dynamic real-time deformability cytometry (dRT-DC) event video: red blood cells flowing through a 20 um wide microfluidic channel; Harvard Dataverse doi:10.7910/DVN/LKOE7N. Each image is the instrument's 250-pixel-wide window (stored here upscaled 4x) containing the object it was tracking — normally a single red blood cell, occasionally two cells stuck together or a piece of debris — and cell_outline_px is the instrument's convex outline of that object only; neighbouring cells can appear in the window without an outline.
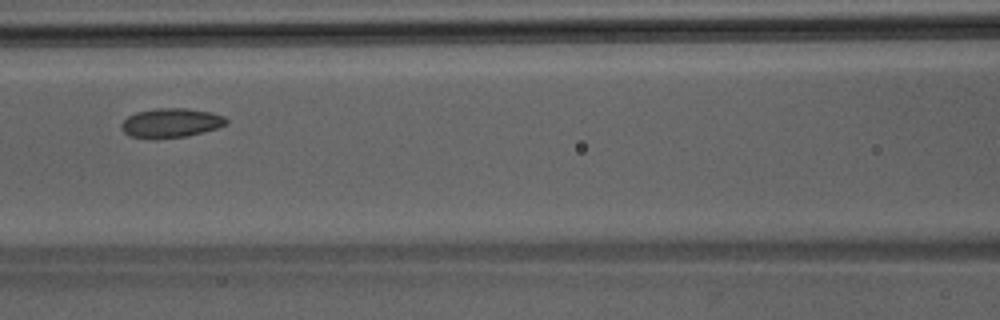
{"species": "Egyptian fruit bat (a non-hibernating species)", "species_latin": "Rousettus aegyptiacus", "temperature_condition": "room temperature", "stored_images_in_passage": 39, "camera_frame_rate_fps": 3000, "um_per_image_px": 0.085, "animal": {"sex": "male"}, "frame": {"image": 1, "passage_image": 13, "time_ms": 4.0, "image_size_px": [1000, 320], "cell_outline_px": [[228, 124], [204, 132], [188, 136], [128, 136], [120, 128], [120, 124], [128, 116], [136, 112], [156, 108], [188, 108], [212, 112], [224, 116], [228, 120]], "centroid_in_image_um": [14.57, 10.4], "position_along_channel_um": 152.0, "area_um2": 17.51}}
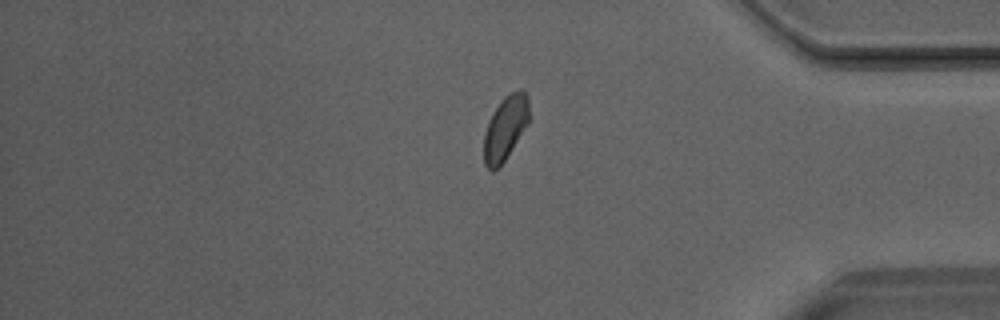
{"frame": {"image": 2, "passage_image": 31, "time_ms": 10.0, "image_size_px": [1000, 320], "cell_outline_px": [[528, 124], [504, 160], [492, 172], [484, 164], [484, 132], [488, 120], [492, 112], [504, 96], [508, 92], [520, 88], [528, 96]], "centroid_in_image_um": [42.94, 10.83], "position_along_channel_um": 392.3, "area_um2": 16.88}}
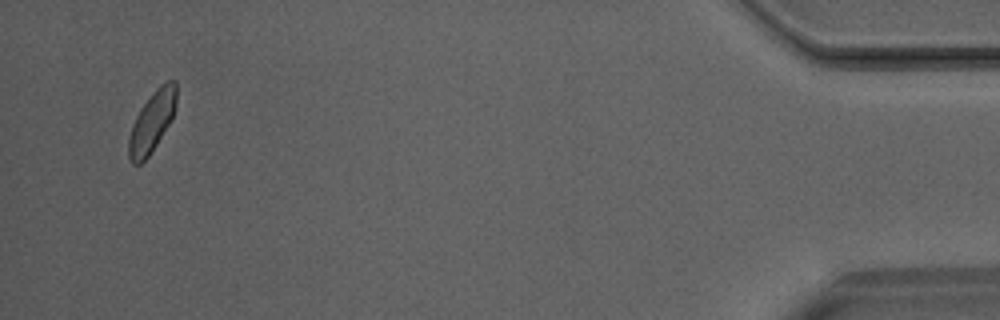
{"frame": {"image": 3, "passage_image": 37, "time_ms": 12.0, "image_size_px": [1000, 320], "cell_outline_px": [[176, 104], [172, 116], [168, 124], [156, 144], [148, 156], [140, 164], [132, 164], [128, 156], [128, 140], [132, 124], [140, 108], [152, 92], [160, 84], [168, 80], [176, 80]], "centroid_in_image_um": [12.89, 10.32], "position_along_channel_um": 422.3, "area_um2": 16.65}}